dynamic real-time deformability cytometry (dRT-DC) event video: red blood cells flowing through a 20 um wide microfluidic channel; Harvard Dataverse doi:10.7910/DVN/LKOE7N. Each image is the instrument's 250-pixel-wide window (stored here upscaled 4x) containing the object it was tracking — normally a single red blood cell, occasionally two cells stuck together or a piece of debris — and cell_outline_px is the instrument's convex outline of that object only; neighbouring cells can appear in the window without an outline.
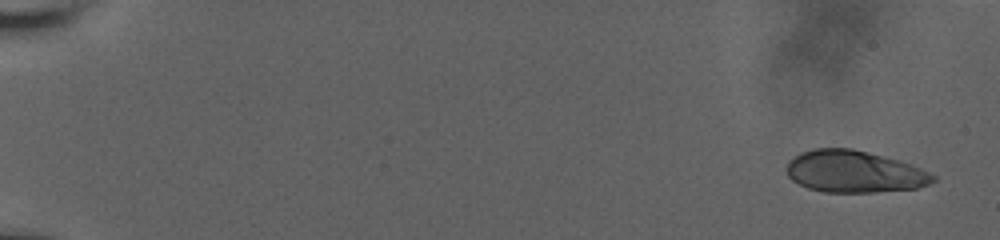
{"species": "human", "species_latin": "Homo sapiens", "temperature_condition": "room temperature", "stored_images_in_passage": 55, "camera_frame_rate_fps": 3000, "um_per_image_px": 0.085, "donor": {"sex": "male"}, "frame": {"image": 1, "passage_image": 1, "time_ms": 0.0, "image_size_px": [1000, 240], "cell_outline_px": [[936, 180], [928, 184], [916, 188], [872, 192], [824, 192], [808, 188], [792, 180], [788, 176], [788, 160], [800, 152], [816, 148], [852, 148], [900, 160], [912, 164], [936, 176]], "centroid_in_image_um": [72.61, 14.58], "position_along_channel_um": 12.4, "area_um2": 35.72}}
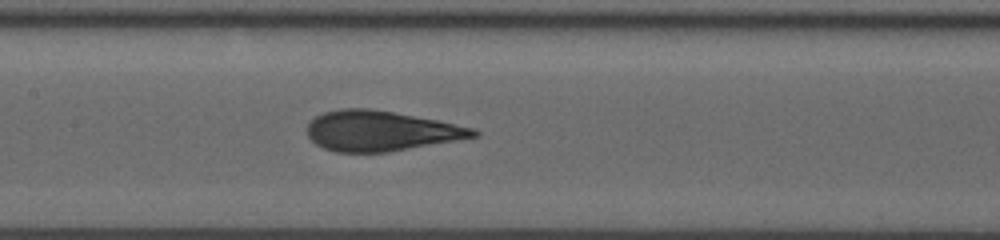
{"frame": {"image": 2, "passage_image": 29, "time_ms": 9.333, "image_size_px": [1000, 240], "cell_outline_px": [[480, 136], [388, 152], [336, 152], [324, 148], [316, 144], [308, 136], [308, 124], [316, 116], [324, 112], [340, 108], [368, 108], [392, 112], [436, 120], [476, 128], [480, 132]], "centroid_in_image_um": [32.38, 11.13], "position_along_channel_um": 175.0, "area_um2": 38.73}}
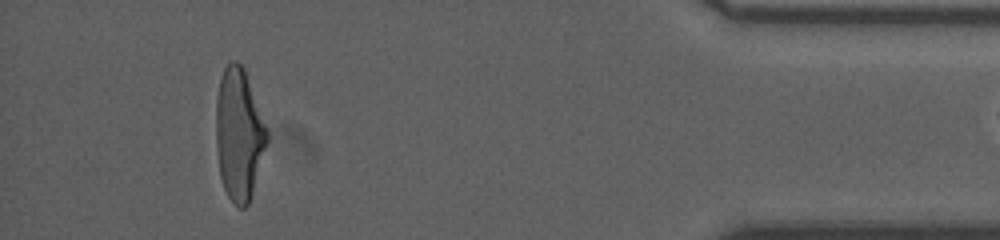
{"frame": {"image": 3, "passage_image": 53, "time_ms": 17.0, "image_size_px": [1000, 240], "cell_outline_px": [[268, 140], [252, 192], [248, 204], [244, 208], [240, 208], [228, 196], [224, 188], [220, 176], [216, 144], [216, 96], [220, 76], [224, 68], [232, 60], [236, 60], [244, 68], [268, 128]], "centroid_in_image_um": [20.31, 11.37], "position_along_channel_um": 414.9, "area_um2": 39.13}}